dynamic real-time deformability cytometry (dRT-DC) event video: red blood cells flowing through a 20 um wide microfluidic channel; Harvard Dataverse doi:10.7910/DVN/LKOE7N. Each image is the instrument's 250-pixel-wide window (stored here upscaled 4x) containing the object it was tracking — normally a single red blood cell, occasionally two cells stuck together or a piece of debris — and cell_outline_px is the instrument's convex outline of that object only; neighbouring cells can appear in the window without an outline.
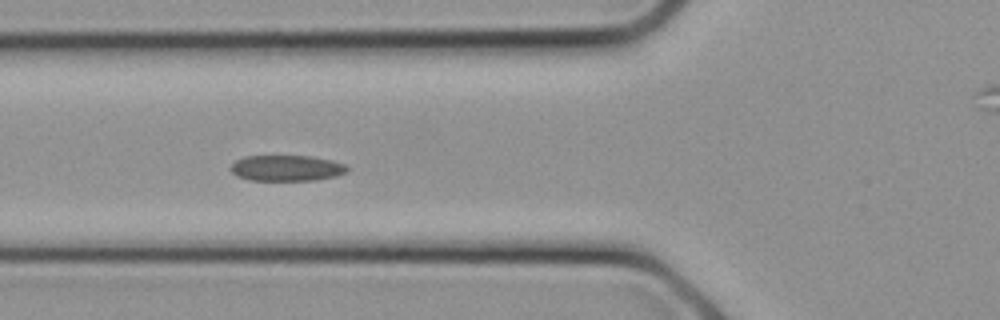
{"species": "common noctule bat (a hibernating species)", "species_latin": "Nyctalus noctula", "temperature_condition": "cold", "stored_images_in_passage": 23, "segment_of_instrument_passage": [1, 2], "camera_frame_rate_fps": 3000, "um_per_image_px": 0.085, "animal": {"sex": "female", "body_mass_g": 21.9}, "frame": {"image": 1, "passage_image": 7, "time_ms": 2.0, "image_size_px": [1000, 320], "cell_outline_px": [[348, 172], [336, 176], [316, 180], [248, 180], [236, 176], [228, 168], [236, 160], [244, 156], [312, 156], [332, 160], [344, 164], [348, 168]], "centroid_in_image_um": [24.35, 14.29], "position_along_channel_um": 101.5, "area_um2": 17.69}}
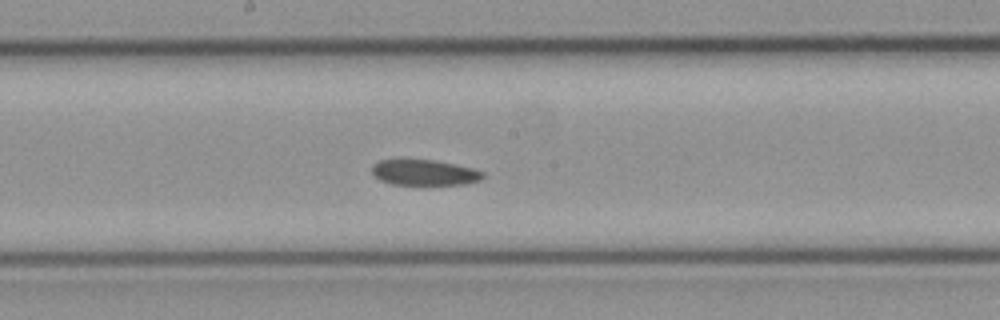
{"frame": {"image": 2, "passage_image": 11, "time_ms": 3.333, "image_size_px": [1000, 320], "cell_outline_px": [[484, 176], [480, 180], [464, 184], [392, 184], [380, 180], [372, 176], [372, 164], [380, 160], [404, 156], [436, 160], [472, 168], [484, 172]], "centroid_in_image_um": [35.97, 14.61], "position_along_channel_um": 212.2, "area_um2": 17.28}}
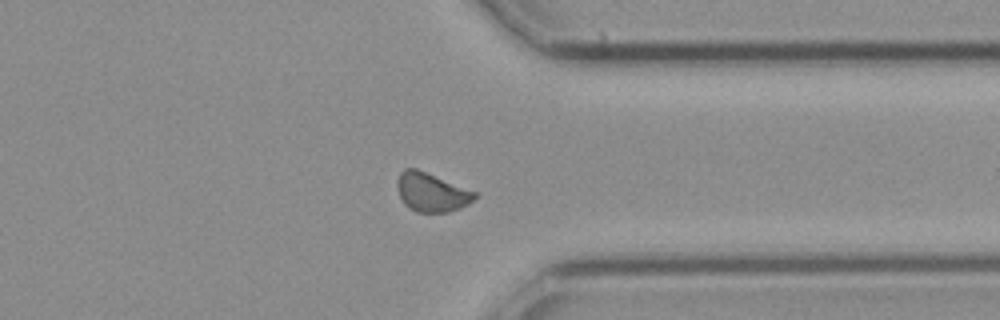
{"frame": {"image": 3, "passage_image": 17, "time_ms": 5.333, "image_size_px": [1000, 320], "cell_outline_px": [[476, 196], [468, 204], [460, 208], [448, 212], [416, 212], [408, 208], [404, 204], [400, 196], [396, 184], [396, 180], [400, 172], [404, 168], [416, 168], [476, 192]], "centroid_in_image_um": [36.63, 16.34], "position_along_channel_um": 374.8, "area_um2": 17.46}}